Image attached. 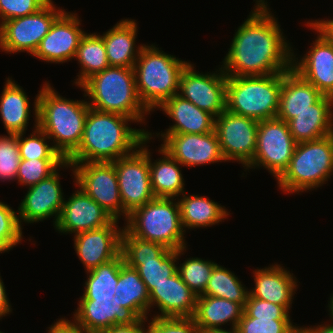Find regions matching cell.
Instances as JSON below:
<instances>
[{"label":"cell","mask_w":333,"mask_h":333,"mask_svg":"<svg viewBox=\"0 0 333 333\" xmlns=\"http://www.w3.org/2000/svg\"><path fill=\"white\" fill-rule=\"evenodd\" d=\"M255 3L254 10L235 32L222 61L227 76H264L292 69L294 50L283 36L278 20L267 1Z\"/></svg>","instance_id":"1"},{"label":"cell","mask_w":333,"mask_h":333,"mask_svg":"<svg viewBox=\"0 0 333 333\" xmlns=\"http://www.w3.org/2000/svg\"><path fill=\"white\" fill-rule=\"evenodd\" d=\"M133 119L89 108L82 141L67 162H113L134 152L148 131L134 129Z\"/></svg>","instance_id":"2"},{"label":"cell","mask_w":333,"mask_h":333,"mask_svg":"<svg viewBox=\"0 0 333 333\" xmlns=\"http://www.w3.org/2000/svg\"><path fill=\"white\" fill-rule=\"evenodd\" d=\"M90 106L84 100L62 97L45 82L38 93V127L53 140V146L67 160L79 147Z\"/></svg>","instance_id":"3"},{"label":"cell","mask_w":333,"mask_h":333,"mask_svg":"<svg viewBox=\"0 0 333 333\" xmlns=\"http://www.w3.org/2000/svg\"><path fill=\"white\" fill-rule=\"evenodd\" d=\"M80 89L94 110L127 116L140 124H145V114L151 113L139 99L134 68L109 66L87 79Z\"/></svg>","instance_id":"4"},{"label":"cell","mask_w":333,"mask_h":333,"mask_svg":"<svg viewBox=\"0 0 333 333\" xmlns=\"http://www.w3.org/2000/svg\"><path fill=\"white\" fill-rule=\"evenodd\" d=\"M189 63L159 50L153 44L144 45L134 72L139 99L149 112L179 93L180 77Z\"/></svg>","instance_id":"5"},{"label":"cell","mask_w":333,"mask_h":333,"mask_svg":"<svg viewBox=\"0 0 333 333\" xmlns=\"http://www.w3.org/2000/svg\"><path fill=\"white\" fill-rule=\"evenodd\" d=\"M282 73L227 76L226 110L256 121L277 117Z\"/></svg>","instance_id":"6"},{"label":"cell","mask_w":333,"mask_h":333,"mask_svg":"<svg viewBox=\"0 0 333 333\" xmlns=\"http://www.w3.org/2000/svg\"><path fill=\"white\" fill-rule=\"evenodd\" d=\"M333 175V134L314 141L297 143L290 163L277 179L284 193L319 188Z\"/></svg>","instance_id":"7"},{"label":"cell","mask_w":333,"mask_h":333,"mask_svg":"<svg viewBox=\"0 0 333 333\" xmlns=\"http://www.w3.org/2000/svg\"><path fill=\"white\" fill-rule=\"evenodd\" d=\"M125 221V228L138 238L171 250L187 248L176 198H154L133 210Z\"/></svg>","instance_id":"8"},{"label":"cell","mask_w":333,"mask_h":333,"mask_svg":"<svg viewBox=\"0 0 333 333\" xmlns=\"http://www.w3.org/2000/svg\"><path fill=\"white\" fill-rule=\"evenodd\" d=\"M151 133H147V138L134 152L113 161L124 220L133 210L155 198L151 189L148 146H146L153 137Z\"/></svg>","instance_id":"9"},{"label":"cell","mask_w":333,"mask_h":333,"mask_svg":"<svg viewBox=\"0 0 333 333\" xmlns=\"http://www.w3.org/2000/svg\"><path fill=\"white\" fill-rule=\"evenodd\" d=\"M296 145L287 122L277 117L261 120L258 124L256 151L245 169L263 166L278 179L287 169Z\"/></svg>","instance_id":"10"},{"label":"cell","mask_w":333,"mask_h":333,"mask_svg":"<svg viewBox=\"0 0 333 333\" xmlns=\"http://www.w3.org/2000/svg\"><path fill=\"white\" fill-rule=\"evenodd\" d=\"M63 11L52 2L36 13L3 22L0 25V49L10 54L26 51L33 55Z\"/></svg>","instance_id":"11"},{"label":"cell","mask_w":333,"mask_h":333,"mask_svg":"<svg viewBox=\"0 0 333 333\" xmlns=\"http://www.w3.org/2000/svg\"><path fill=\"white\" fill-rule=\"evenodd\" d=\"M80 187L114 219L123 216L118 179L113 162H69Z\"/></svg>","instance_id":"12"},{"label":"cell","mask_w":333,"mask_h":333,"mask_svg":"<svg viewBox=\"0 0 333 333\" xmlns=\"http://www.w3.org/2000/svg\"><path fill=\"white\" fill-rule=\"evenodd\" d=\"M258 124L226 109L215 117L214 131L226 161H239L245 168L251 163L257 146Z\"/></svg>","instance_id":"13"},{"label":"cell","mask_w":333,"mask_h":333,"mask_svg":"<svg viewBox=\"0 0 333 333\" xmlns=\"http://www.w3.org/2000/svg\"><path fill=\"white\" fill-rule=\"evenodd\" d=\"M306 23L319 34L300 60L293 52L292 69L323 95L333 98V39L317 23Z\"/></svg>","instance_id":"14"},{"label":"cell","mask_w":333,"mask_h":333,"mask_svg":"<svg viewBox=\"0 0 333 333\" xmlns=\"http://www.w3.org/2000/svg\"><path fill=\"white\" fill-rule=\"evenodd\" d=\"M194 68L190 62L183 70L178 95L217 117L226 109L227 75L222 67L205 74Z\"/></svg>","instance_id":"15"},{"label":"cell","mask_w":333,"mask_h":333,"mask_svg":"<svg viewBox=\"0 0 333 333\" xmlns=\"http://www.w3.org/2000/svg\"><path fill=\"white\" fill-rule=\"evenodd\" d=\"M161 147L181 166L195 167L226 162L215 131L205 134H160Z\"/></svg>","instance_id":"16"},{"label":"cell","mask_w":333,"mask_h":333,"mask_svg":"<svg viewBox=\"0 0 333 333\" xmlns=\"http://www.w3.org/2000/svg\"><path fill=\"white\" fill-rule=\"evenodd\" d=\"M76 13L65 10L52 23L33 57L50 63H64L75 59L79 42L86 33L80 28Z\"/></svg>","instance_id":"17"},{"label":"cell","mask_w":333,"mask_h":333,"mask_svg":"<svg viewBox=\"0 0 333 333\" xmlns=\"http://www.w3.org/2000/svg\"><path fill=\"white\" fill-rule=\"evenodd\" d=\"M57 170L50 177L28 187L27 193L18 207V219L22 222L36 223L53 216L55 224L58 221L65 198L60 185V177Z\"/></svg>","instance_id":"18"},{"label":"cell","mask_w":333,"mask_h":333,"mask_svg":"<svg viewBox=\"0 0 333 333\" xmlns=\"http://www.w3.org/2000/svg\"><path fill=\"white\" fill-rule=\"evenodd\" d=\"M113 219L108 225L74 236V249L86 271L115 259L121 253L122 229ZM119 227V228H118Z\"/></svg>","instance_id":"19"},{"label":"cell","mask_w":333,"mask_h":333,"mask_svg":"<svg viewBox=\"0 0 333 333\" xmlns=\"http://www.w3.org/2000/svg\"><path fill=\"white\" fill-rule=\"evenodd\" d=\"M114 218L80 187L64 200L54 228L60 233H73L97 229L108 225Z\"/></svg>","instance_id":"20"},{"label":"cell","mask_w":333,"mask_h":333,"mask_svg":"<svg viewBox=\"0 0 333 333\" xmlns=\"http://www.w3.org/2000/svg\"><path fill=\"white\" fill-rule=\"evenodd\" d=\"M73 319L86 333H104L115 325H131L140 318L116 300H80Z\"/></svg>","instance_id":"21"},{"label":"cell","mask_w":333,"mask_h":333,"mask_svg":"<svg viewBox=\"0 0 333 333\" xmlns=\"http://www.w3.org/2000/svg\"><path fill=\"white\" fill-rule=\"evenodd\" d=\"M196 302L197 295L181 279L178 272L149 293V311L157 305L161 312L153 317H192Z\"/></svg>","instance_id":"22"},{"label":"cell","mask_w":333,"mask_h":333,"mask_svg":"<svg viewBox=\"0 0 333 333\" xmlns=\"http://www.w3.org/2000/svg\"><path fill=\"white\" fill-rule=\"evenodd\" d=\"M254 286L250 296L260 300L268 301L277 305H282L288 312L292 306L297 290L298 282L290 271L280 264H273L270 267L255 269Z\"/></svg>","instance_id":"23"},{"label":"cell","mask_w":333,"mask_h":333,"mask_svg":"<svg viewBox=\"0 0 333 333\" xmlns=\"http://www.w3.org/2000/svg\"><path fill=\"white\" fill-rule=\"evenodd\" d=\"M175 123L161 134H205L214 131L215 116L176 94L160 107Z\"/></svg>","instance_id":"24"},{"label":"cell","mask_w":333,"mask_h":333,"mask_svg":"<svg viewBox=\"0 0 333 333\" xmlns=\"http://www.w3.org/2000/svg\"><path fill=\"white\" fill-rule=\"evenodd\" d=\"M333 98L323 95L310 109L289 120L288 127L297 142L314 141L333 134Z\"/></svg>","instance_id":"25"},{"label":"cell","mask_w":333,"mask_h":333,"mask_svg":"<svg viewBox=\"0 0 333 333\" xmlns=\"http://www.w3.org/2000/svg\"><path fill=\"white\" fill-rule=\"evenodd\" d=\"M323 94L311 83L304 80L293 69L282 73L279 110L277 118L288 122L297 114L310 109Z\"/></svg>","instance_id":"26"},{"label":"cell","mask_w":333,"mask_h":333,"mask_svg":"<svg viewBox=\"0 0 333 333\" xmlns=\"http://www.w3.org/2000/svg\"><path fill=\"white\" fill-rule=\"evenodd\" d=\"M137 28L138 25L134 19H121L119 23L117 22L101 35L111 67L134 68L141 49L144 47V44L135 45Z\"/></svg>","instance_id":"27"},{"label":"cell","mask_w":333,"mask_h":333,"mask_svg":"<svg viewBox=\"0 0 333 333\" xmlns=\"http://www.w3.org/2000/svg\"><path fill=\"white\" fill-rule=\"evenodd\" d=\"M244 307L224 298L214 296H197L196 308L192 316L198 330L222 328L227 323L236 327L242 315Z\"/></svg>","instance_id":"28"},{"label":"cell","mask_w":333,"mask_h":333,"mask_svg":"<svg viewBox=\"0 0 333 333\" xmlns=\"http://www.w3.org/2000/svg\"><path fill=\"white\" fill-rule=\"evenodd\" d=\"M162 154L160 159H151L148 150L151 189L155 198H178L184 191V178L180 170V163L176 161L161 146L158 150Z\"/></svg>","instance_id":"29"},{"label":"cell","mask_w":333,"mask_h":333,"mask_svg":"<svg viewBox=\"0 0 333 333\" xmlns=\"http://www.w3.org/2000/svg\"><path fill=\"white\" fill-rule=\"evenodd\" d=\"M181 197L177 198V201L180 208L181 223L185 232L186 228L213 226L230 215L226 207L205 196L190 194L187 196L184 192Z\"/></svg>","instance_id":"30"},{"label":"cell","mask_w":333,"mask_h":333,"mask_svg":"<svg viewBox=\"0 0 333 333\" xmlns=\"http://www.w3.org/2000/svg\"><path fill=\"white\" fill-rule=\"evenodd\" d=\"M1 95L0 116L7 134L25 133L31 113L25 91L8 77Z\"/></svg>","instance_id":"31"},{"label":"cell","mask_w":333,"mask_h":333,"mask_svg":"<svg viewBox=\"0 0 333 333\" xmlns=\"http://www.w3.org/2000/svg\"><path fill=\"white\" fill-rule=\"evenodd\" d=\"M115 295L122 307L131 309L140 319L148 318L149 292L138 271L126 263L120 268Z\"/></svg>","instance_id":"32"},{"label":"cell","mask_w":333,"mask_h":333,"mask_svg":"<svg viewBox=\"0 0 333 333\" xmlns=\"http://www.w3.org/2000/svg\"><path fill=\"white\" fill-rule=\"evenodd\" d=\"M120 253L115 259L100 264L87 272L84 293L80 300H113L120 268L124 264Z\"/></svg>","instance_id":"33"},{"label":"cell","mask_w":333,"mask_h":333,"mask_svg":"<svg viewBox=\"0 0 333 333\" xmlns=\"http://www.w3.org/2000/svg\"><path fill=\"white\" fill-rule=\"evenodd\" d=\"M75 59L80 63V74L74 84L80 87L91 76L108 68L106 48L102 36L85 33L79 42Z\"/></svg>","instance_id":"34"},{"label":"cell","mask_w":333,"mask_h":333,"mask_svg":"<svg viewBox=\"0 0 333 333\" xmlns=\"http://www.w3.org/2000/svg\"><path fill=\"white\" fill-rule=\"evenodd\" d=\"M186 248L174 250L167 258H153L148 260H124V262L138 271L140 278L150 293L157 285L167 281L177 273V260Z\"/></svg>","instance_id":"35"},{"label":"cell","mask_w":333,"mask_h":333,"mask_svg":"<svg viewBox=\"0 0 333 333\" xmlns=\"http://www.w3.org/2000/svg\"><path fill=\"white\" fill-rule=\"evenodd\" d=\"M249 294V289L234 273L217 264L202 295L224 298L245 307Z\"/></svg>","instance_id":"36"},{"label":"cell","mask_w":333,"mask_h":333,"mask_svg":"<svg viewBox=\"0 0 333 333\" xmlns=\"http://www.w3.org/2000/svg\"><path fill=\"white\" fill-rule=\"evenodd\" d=\"M35 116V128L29 137H24L25 133L17 134V141L19 145L21 159H64L62 155L55 149L53 145H49L50 139L39 127H38V94L34 100V113ZM24 137V138H23Z\"/></svg>","instance_id":"37"},{"label":"cell","mask_w":333,"mask_h":333,"mask_svg":"<svg viewBox=\"0 0 333 333\" xmlns=\"http://www.w3.org/2000/svg\"><path fill=\"white\" fill-rule=\"evenodd\" d=\"M174 250L164 245L138 238L123 227L121 235V254L124 260H148L167 258Z\"/></svg>","instance_id":"38"},{"label":"cell","mask_w":333,"mask_h":333,"mask_svg":"<svg viewBox=\"0 0 333 333\" xmlns=\"http://www.w3.org/2000/svg\"><path fill=\"white\" fill-rule=\"evenodd\" d=\"M59 167L73 168L65 159H21L16 180L23 187H31L50 177Z\"/></svg>","instance_id":"39"},{"label":"cell","mask_w":333,"mask_h":333,"mask_svg":"<svg viewBox=\"0 0 333 333\" xmlns=\"http://www.w3.org/2000/svg\"><path fill=\"white\" fill-rule=\"evenodd\" d=\"M216 265L217 263L211 260L190 257L177 266V272L188 287L200 296L204 293Z\"/></svg>","instance_id":"40"},{"label":"cell","mask_w":333,"mask_h":333,"mask_svg":"<svg viewBox=\"0 0 333 333\" xmlns=\"http://www.w3.org/2000/svg\"><path fill=\"white\" fill-rule=\"evenodd\" d=\"M239 333H300L291 319L255 318L243 313L236 326Z\"/></svg>","instance_id":"41"},{"label":"cell","mask_w":333,"mask_h":333,"mask_svg":"<svg viewBox=\"0 0 333 333\" xmlns=\"http://www.w3.org/2000/svg\"><path fill=\"white\" fill-rule=\"evenodd\" d=\"M18 212L0 201V253L9 252L23 239Z\"/></svg>","instance_id":"42"},{"label":"cell","mask_w":333,"mask_h":333,"mask_svg":"<svg viewBox=\"0 0 333 333\" xmlns=\"http://www.w3.org/2000/svg\"><path fill=\"white\" fill-rule=\"evenodd\" d=\"M20 162L17 134L0 135V181L16 180Z\"/></svg>","instance_id":"43"},{"label":"cell","mask_w":333,"mask_h":333,"mask_svg":"<svg viewBox=\"0 0 333 333\" xmlns=\"http://www.w3.org/2000/svg\"><path fill=\"white\" fill-rule=\"evenodd\" d=\"M149 321L148 333H198L192 317H154Z\"/></svg>","instance_id":"44"},{"label":"cell","mask_w":333,"mask_h":333,"mask_svg":"<svg viewBox=\"0 0 333 333\" xmlns=\"http://www.w3.org/2000/svg\"><path fill=\"white\" fill-rule=\"evenodd\" d=\"M46 0H0V25L9 20L36 13Z\"/></svg>","instance_id":"45"},{"label":"cell","mask_w":333,"mask_h":333,"mask_svg":"<svg viewBox=\"0 0 333 333\" xmlns=\"http://www.w3.org/2000/svg\"><path fill=\"white\" fill-rule=\"evenodd\" d=\"M244 313L248 317L255 318L290 319V312H288L282 305L253 298L250 295L245 304Z\"/></svg>","instance_id":"46"},{"label":"cell","mask_w":333,"mask_h":333,"mask_svg":"<svg viewBox=\"0 0 333 333\" xmlns=\"http://www.w3.org/2000/svg\"><path fill=\"white\" fill-rule=\"evenodd\" d=\"M47 331L48 333H86L75 320L71 322L66 318L58 319Z\"/></svg>","instance_id":"47"},{"label":"cell","mask_w":333,"mask_h":333,"mask_svg":"<svg viewBox=\"0 0 333 333\" xmlns=\"http://www.w3.org/2000/svg\"><path fill=\"white\" fill-rule=\"evenodd\" d=\"M148 319H140L137 323L131 325H115L104 333H148L145 328V322Z\"/></svg>","instance_id":"48"},{"label":"cell","mask_w":333,"mask_h":333,"mask_svg":"<svg viewBox=\"0 0 333 333\" xmlns=\"http://www.w3.org/2000/svg\"><path fill=\"white\" fill-rule=\"evenodd\" d=\"M12 312L11 304L7 298L5 285L0 276V320L3 316L10 314Z\"/></svg>","instance_id":"49"},{"label":"cell","mask_w":333,"mask_h":333,"mask_svg":"<svg viewBox=\"0 0 333 333\" xmlns=\"http://www.w3.org/2000/svg\"><path fill=\"white\" fill-rule=\"evenodd\" d=\"M300 333H333V325L325 323L313 327H300Z\"/></svg>","instance_id":"50"},{"label":"cell","mask_w":333,"mask_h":333,"mask_svg":"<svg viewBox=\"0 0 333 333\" xmlns=\"http://www.w3.org/2000/svg\"><path fill=\"white\" fill-rule=\"evenodd\" d=\"M310 22L317 23L320 25L328 34L329 36L333 39V19H327V20H311Z\"/></svg>","instance_id":"51"},{"label":"cell","mask_w":333,"mask_h":333,"mask_svg":"<svg viewBox=\"0 0 333 333\" xmlns=\"http://www.w3.org/2000/svg\"><path fill=\"white\" fill-rule=\"evenodd\" d=\"M198 333H239L236 327L230 328V331H226L225 328H213L208 330H198Z\"/></svg>","instance_id":"52"},{"label":"cell","mask_w":333,"mask_h":333,"mask_svg":"<svg viewBox=\"0 0 333 333\" xmlns=\"http://www.w3.org/2000/svg\"><path fill=\"white\" fill-rule=\"evenodd\" d=\"M330 301L328 302V312L330 313V317L332 322H330L333 325V294L331 295ZM330 303V304H329Z\"/></svg>","instance_id":"53"},{"label":"cell","mask_w":333,"mask_h":333,"mask_svg":"<svg viewBox=\"0 0 333 333\" xmlns=\"http://www.w3.org/2000/svg\"><path fill=\"white\" fill-rule=\"evenodd\" d=\"M48 3H52L53 2V0H46Z\"/></svg>","instance_id":"54"}]
</instances>
